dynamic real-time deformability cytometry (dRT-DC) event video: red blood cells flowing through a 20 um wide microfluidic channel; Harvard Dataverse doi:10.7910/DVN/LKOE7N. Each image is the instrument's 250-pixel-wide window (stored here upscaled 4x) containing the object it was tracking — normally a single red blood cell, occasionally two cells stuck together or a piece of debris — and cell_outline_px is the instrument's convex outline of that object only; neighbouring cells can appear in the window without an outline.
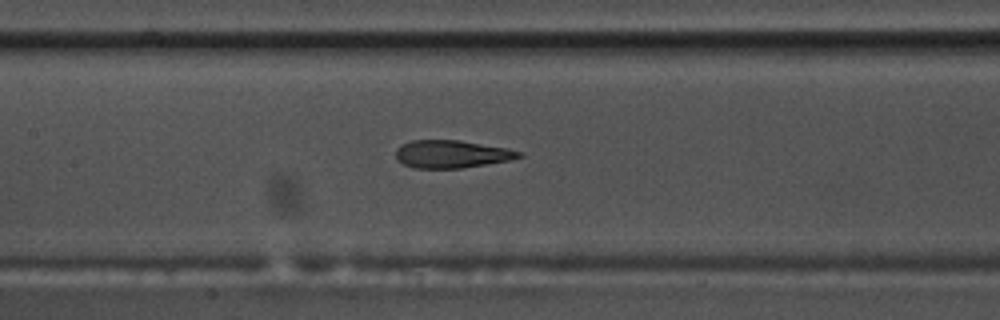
{"species": "common noctule bat (a hibernating species)", "species_latin": "Nyctalus noctula", "temperature_condition": "warm", "stored_images_in_passage": 56, "camera_frame_rate_fps": 3000, "um_per_image_px": 0.085, "animal": {"sex": "male", "body_mass_g": 17.5, "forearm_length_mm": 52.3}, "frame": {"image": 1, "passage_image": 26, "time_ms": 8.333, "image_size_px": [1000, 320], "cell_outline_px": [[524, 156], [508, 160], [460, 168], [412, 168], [396, 160], [396, 148], [400, 144], [412, 140], [460, 140], [508, 148], [524, 152]], "centroid_in_image_um": [38.37, 13.09], "position_along_channel_um": 169.0, "area_um2": 20.0}}
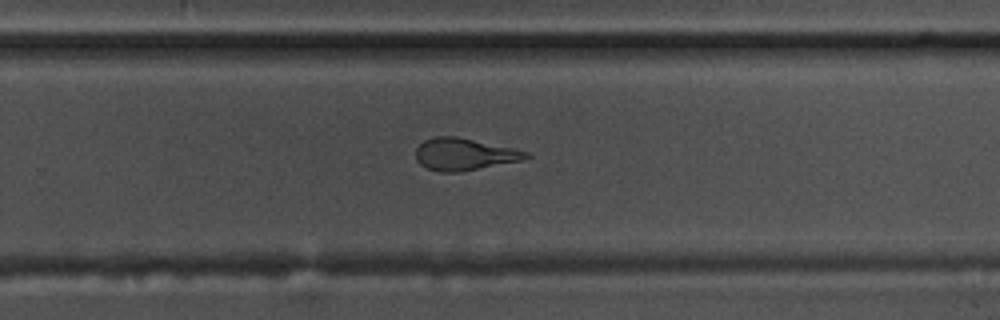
{"frame": {"image": 2, "passage_image": 36, "time_ms": 11.667, "image_size_px": [1000, 320], "cell_outline_px": [[532, 156], [520, 160], [460, 172], [440, 172], [428, 168], [420, 164], [416, 160], [416, 148], [424, 140], [436, 136], [456, 136], [512, 148], [528, 152]], "centroid_in_image_um": [39.42, 13.11], "position_along_channel_um": 290.4, "area_um2": 20.35}}
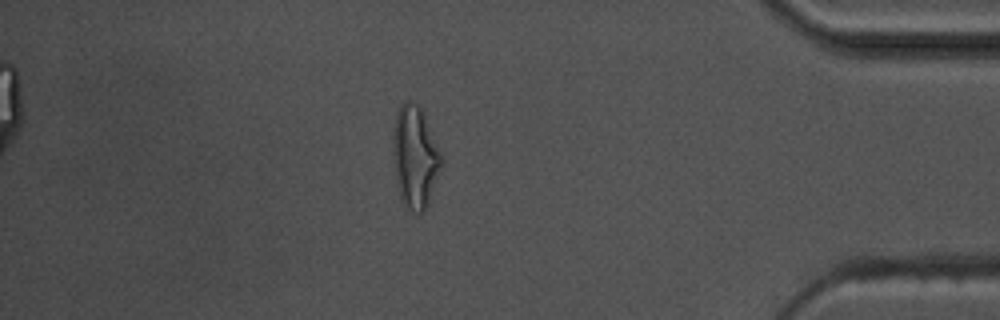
{"frame": {"image": 3, "passage_image": 48, "time_ms": 15.667, "image_size_px": [1000, 320], "cell_outline_px": [[440, 164], [428, 204], [424, 212], [412, 212], [404, 208], [400, 196], [396, 176], [392, 152], [392, 132], [396, 112], [400, 104], [408, 100], [412, 100], [424, 112], [440, 152]], "centroid_in_image_um": [35.22, 13.3], "position_along_channel_um": 400.0, "area_um2": 28.55}}